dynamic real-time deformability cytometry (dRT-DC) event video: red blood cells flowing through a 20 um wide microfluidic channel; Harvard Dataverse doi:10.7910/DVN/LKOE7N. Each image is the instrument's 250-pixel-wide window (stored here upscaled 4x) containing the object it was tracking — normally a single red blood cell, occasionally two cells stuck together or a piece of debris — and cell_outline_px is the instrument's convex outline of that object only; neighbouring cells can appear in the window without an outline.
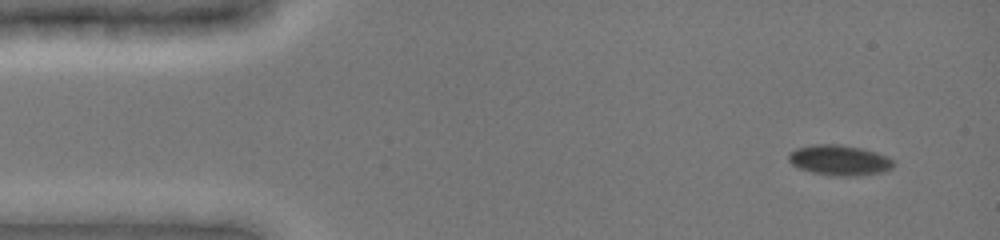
{"species": "common noctule bat (a hibernating species)", "species_latin": "Nyctalus noctula", "temperature_condition": "cold", "stored_images_in_passage": 11, "camera_frame_rate_fps": 3000, "um_per_image_px": 0.085, "animal": {"sex": "female", "body_mass_g": 19.0, "forearm_length_mm": 51.5}, "frame": {"image": 1, "passage_image": 1, "time_ms": 0.0, "image_size_px": [1000, 240], "cell_outline_px": [[892, 168], [884, 172], [860, 176], [836, 176], [812, 172], [800, 168], [792, 164], [788, 160], [788, 152], [796, 148], [812, 144], [840, 144], [860, 148], [876, 152], [888, 156], [892, 160]], "centroid_in_image_um": [71.34, 13.61], "position_along_channel_um": 13.7, "area_um2": 18.67}}
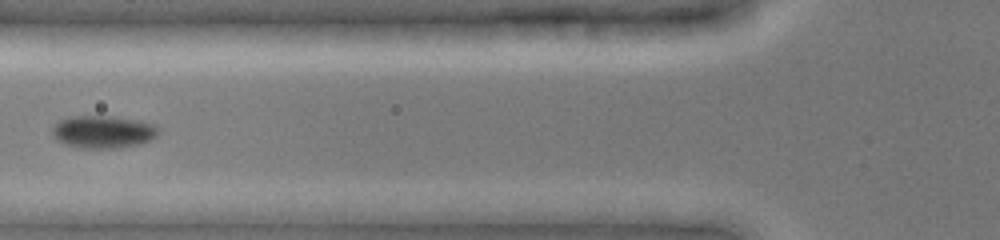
{"frame": {"image": 2, "passage_image": 6, "time_ms": 5.0, "image_size_px": [1000, 240], "cell_outline_px": [[160, 128], [156, 136], [140, 144], [116, 148], [80, 148], [56, 140], [52, 136], [52, 128], [60, 120], [68, 116], [116, 116], [140, 120], [152, 124]], "centroid_in_image_um": [8.76, 11.19], "position_along_channel_um": 117.0, "area_um2": 20.23}}
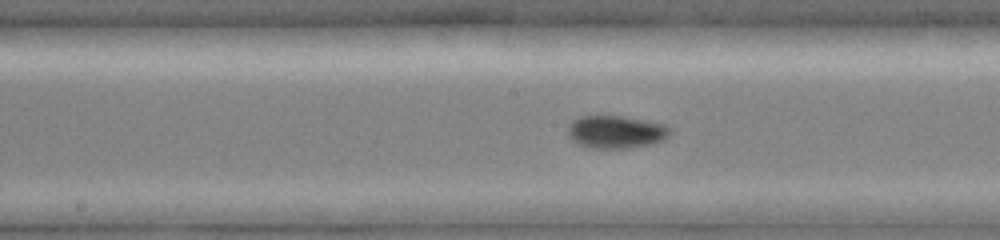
{"frame": {"image": 3, "passage_image": 10, "time_ms": 7.0, "image_size_px": [1000, 240], "cell_outline_px": [[672, 132], [664, 140], [648, 144], [628, 148], [588, 148], [572, 140], [568, 136], [568, 124], [572, 120], [580, 116], [620, 116], [644, 120], [664, 124], [672, 128]], "centroid_in_image_um": [52.35, 11.21], "position_along_channel_um": 195.9, "area_um2": 19.54}}